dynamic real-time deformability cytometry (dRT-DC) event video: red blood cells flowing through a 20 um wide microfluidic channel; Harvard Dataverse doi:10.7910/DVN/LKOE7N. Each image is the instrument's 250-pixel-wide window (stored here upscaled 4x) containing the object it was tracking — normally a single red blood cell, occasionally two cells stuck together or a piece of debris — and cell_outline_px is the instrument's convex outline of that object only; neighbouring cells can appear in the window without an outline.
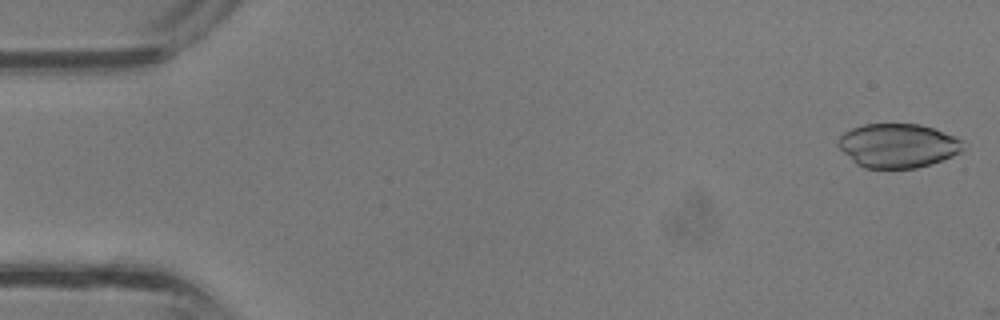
{"species": "common noctule bat (a hibernating species)", "species_latin": "Nyctalus noctula", "temperature_condition": "room temperature", "stored_images_in_passage": 3, "camera_frame_rate_fps": 3000, "um_per_image_px": 0.085, "animal": {"sex": "male", "body_mass_g": 13.3}, "frame": {"image": 1, "passage_image": 1, "time_ms": 0.0, "image_size_px": [1000, 320], "cell_outline_px": [[968, 148], [964, 152], [916, 168], [864, 168], [856, 164], [836, 144], [840, 136], [844, 132], [852, 128], [864, 124], [920, 124], [932, 128], [952, 136], [960, 140]], "centroid_in_image_um": [76.32, 12.38], "position_along_channel_um": 8.7, "area_um2": 31.96}}